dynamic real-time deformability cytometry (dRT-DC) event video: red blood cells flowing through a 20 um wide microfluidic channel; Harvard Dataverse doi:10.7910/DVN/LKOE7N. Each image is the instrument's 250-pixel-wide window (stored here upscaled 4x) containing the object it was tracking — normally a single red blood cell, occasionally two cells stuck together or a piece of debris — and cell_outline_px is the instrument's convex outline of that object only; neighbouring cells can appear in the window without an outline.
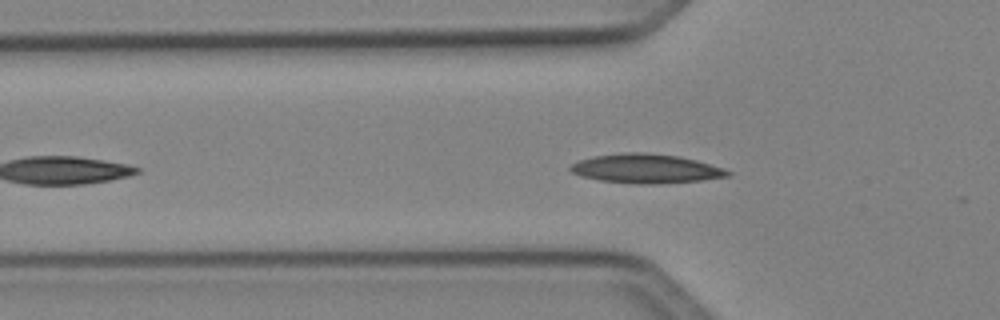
{"species": "Egyptian fruit bat (a non-hibernating species)", "species_latin": "Rousettus aegyptiacus", "temperature_condition": "cold", "stored_images_in_passage": 35, "camera_frame_rate_fps": 3000, "um_per_image_px": 0.085, "animal": {"sex": "female"}, "frame": {"image": 1, "passage_image": 7, "time_ms": 2.0, "image_size_px": [1000, 320], "cell_outline_px": [[732, 172], [728, 176], [700, 180], [656, 184], [636, 184], [600, 180], [580, 176], [572, 172], [568, 168], [572, 164], [580, 160], [592, 156], [624, 152], [644, 152], [680, 156], [696, 160], [724, 168]], "centroid_in_image_um": [54.89, 14.32], "position_along_channel_um": 70.9, "area_um2": 26.76}}
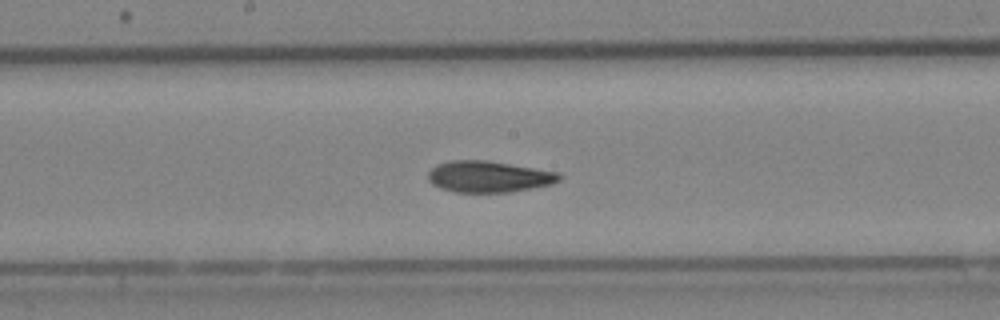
{"frame": {"image": 2, "passage_image": 17, "time_ms": 5.333, "image_size_px": [1000, 320], "cell_outline_px": [[564, 176], [560, 180], [552, 184], [512, 192], [456, 192], [440, 188], [432, 184], [428, 180], [428, 172], [436, 164], [448, 160], [484, 160], [560, 172]], "centroid_in_image_um": [41.55, 15.01], "position_along_channel_um": 206.7, "area_um2": 24.1}}
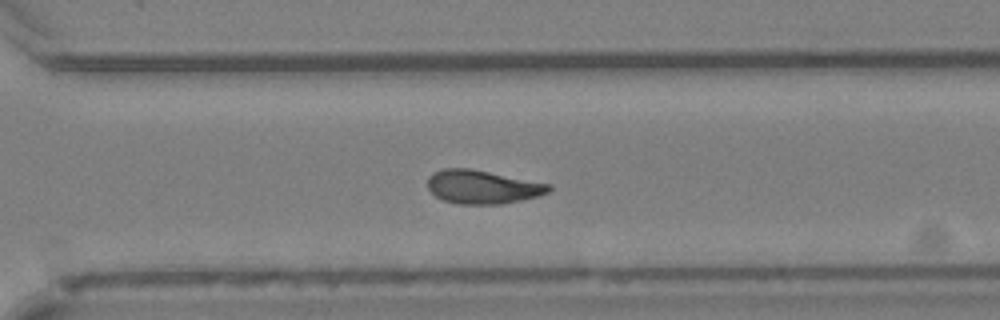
{"frame": {"image": 3, "passage_image": 26, "time_ms": 8.333, "image_size_px": [1000, 320], "cell_outline_px": [[552, 188], [548, 192], [540, 196], [500, 204], [456, 204], [444, 200], [436, 196], [428, 188], [428, 176], [432, 172], [444, 168], [472, 168], [552, 184]], "centroid_in_image_um": [41.02, 15.87], "position_along_channel_um": 329.6, "area_um2": 23.93}, "authors_computed_cell_mechanics": {"area_um2": 23.5824, "velocity_mm_per_s": 4.1008, "shape_relaxation_time_tau1_ms": 7.5619, "shape_relaxation_time_tau2_ms": 4.1685, "deformation_change_tau1": 0.1764, "deformation_change_tau2": 0.0895}}